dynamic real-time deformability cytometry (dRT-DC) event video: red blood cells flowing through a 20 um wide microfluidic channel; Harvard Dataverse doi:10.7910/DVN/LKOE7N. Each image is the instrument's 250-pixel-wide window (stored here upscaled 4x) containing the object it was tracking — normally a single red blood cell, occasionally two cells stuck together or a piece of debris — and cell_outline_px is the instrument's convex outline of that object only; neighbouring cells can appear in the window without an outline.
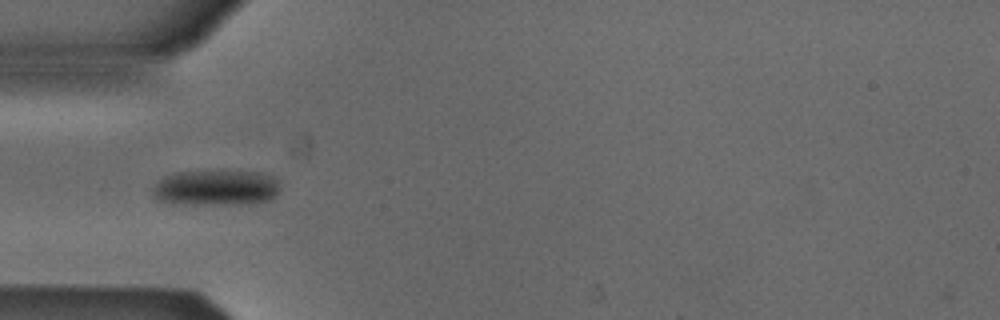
{"species": "Egyptian fruit bat (a non-hibernating species)", "species_latin": "Rousettus aegyptiacus", "temperature_condition": "cold", "stored_images_in_passage": 4, "camera_frame_rate_fps": 3000, "um_per_image_px": 0.085, "animal": {"sex": "male"}, "frame": {"image": 1, "passage_image": 1, "time_ms": 0.0, "image_size_px": [1000, 320], "cell_outline_px": [[280, 188], [276, 196], [268, 200], [248, 204], [172, 204], [156, 200], [152, 192], [152, 188], [164, 176], [176, 172], [224, 168], [264, 172], [276, 176], [280, 180]], "centroid_in_image_um": [18.42, 15.91], "position_along_channel_um": 66.6, "area_um2": 28.03}}
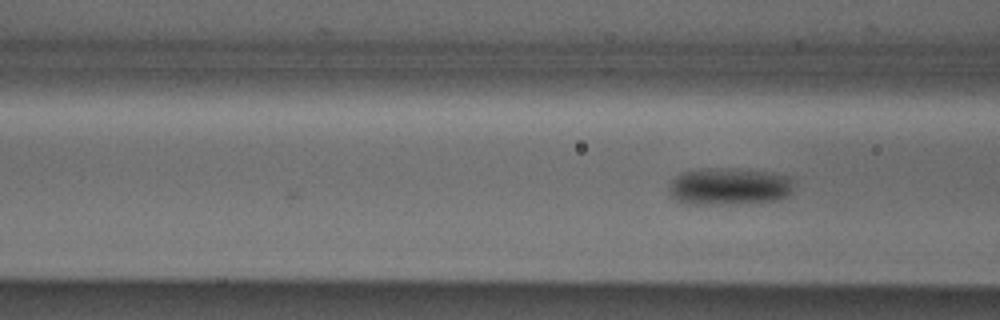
{"frame": {"image": 2, "passage_image": 4, "time_ms": 1.0, "image_size_px": [1000, 320], "cell_outline_px": [[792, 184], [788, 196], [776, 200], [728, 204], [688, 204], [676, 200], [668, 196], [668, 184], [676, 176], [684, 172], [708, 168], [724, 168], [768, 172], [788, 176], [792, 180]], "centroid_in_image_um": [61.9, 15.86], "position_along_channel_um": 104.7, "area_um2": 26.93}}